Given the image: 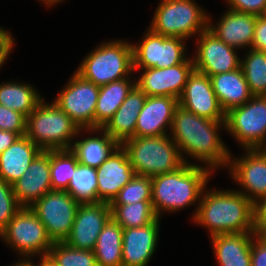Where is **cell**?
Segmentation results:
<instances>
[{
  "label": "cell",
  "mask_w": 266,
  "mask_h": 266,
  "mask_svg": "<svg viewBox=\"0 0 266 266\" xmlns=\"http://www.w3.org/2000/svg\"><path fill=\"white\" fill-rule=\"evenodd\" d=\"M178 99L171 96H147L140 111L134 137L169 135Z\"/></svg>",
  "instance_id": "cell-19"
},
{
  "label": "cell",
  "mask_w": 266,
  "mask_h": 266,
  "mask_svg": "<svg viewBox=\"0 0 266 266\" xmlns=\"http://www.w3.org/2000/svg\"><path fill=\"white\" fill-rule=\"evenodd\" d=\"M261 18H263L264 20H266V5L264 7V10L262 12V14L260 15Z\"/></svg>",
  "instance_id": "cell-48"
},
{
  "label": "cell",
  "mask_w": 266,
  "mask_h": 266,
  "mask_svg": "<svg viewBox=\"0 0 266 266\" xmlns=\"http://www.w3.org/2000/svg\"><path fill=\"white\" fill-rule=\"evenodd\" d=\"M228 8L237 12L260 16L266 5V0H225Z\"/></svg>",
  "instance_id": "cell-39"
},
{
  "label": "cell",
  "mask_w": 266,
  "mask_h": 266,
  "mask_svg": "<svg viewBox=\"0 0 266 266\" xmlns=\"http://www.w3.org/2000/svg\"><path fill=\"white\" fill-rule=\"evenodd\" d=\"M136 79V86L146 96H171L179 99L189 76L195 70L192 57L167 68H146Z\"/></svg>",
  "instance_id": "cell-16"
},
{
  "label": "cell",
  "mask_w": 266,
  "mask_h": 266,
  "mask_svg": "<svg viewBox=\"0 0 266 266\" xmlns=\"http://www.w3.org/2000/svg\"><path fill=\"white\" fill-rule=\"evenodd\" d=\"M192 218L196 225H203L208 229L209 237L229 233H255L253 203L235 189L208 191L205 187Z\"/></svg>",
  "instance_id": "cell-2"
},
{
  "label": "cell",
  "mask_w": 266,
  "mask_h": 266,
  "mask_svg": "<svg viewBox=\"0 0 266 266\" xmlns=\"http://www.w3.org/2000/svg\"><path fill=\"white\" fill-rule=\"evenodd\" d=\"M225 130L245 149L266 145V96H253L226 113Z\"/></svg>",
  "instance_id": "cell-9"
},
{
  "label": "cell",
  "mask_w": 266,
  "mask_h": 266,
  "mask_svg": "<svg viewBox=\"0 0 266 266\" xmlns=\"http://www.w3.org/2000/svg\"><path fill=\"white\" fill-rule=\"evenodd\" d=\"M135 86L136 81H132V77L100 86L95 108V128H103L108 123Z\"/></svg>",
  "instance_id": "cell-28"
},
{
  "label": "cell",
  "mask_w": 266,
  "mask_h": 266,
  "mask_svg": "<svg viewBox=\"0 0 266 266\" xmlns=\"http://www.w3.org/2000/svg\"><path fill=\"white\" fill-rule=\"evenodd\" d=\"M19 137L20 135L15 132L0 130V154L10 147Z\"/></svg>",
  "instance_id": "cell-44"
},
{
  "label": "cell",
  "mask_w": 266,
  "mask_h": 266,
  "mask_svg": "<svg viewBox=\"0 0 266 266\" xmlns=\"http://www.w3.org/2000/svg\"><path fill=\"white\" fill-rule=\"evenodd\" d=\"M195 0H161L149 29L156 34L188 40L208 29L209 14Z\"/></svg>",
  "instance_id": "cell-7"
},
{
  "label": "cell",
  "mask_w": 266,
  "mask_h": 266,
  "mask_svg": "<svg viewBox=\"0 0 266 266\" xmlns=\"http://www.w3.org/2000/svg\"><path fill=\"white\" fill-rule=\"evenodd\" d=\"M261 150L266 154V145Z\"/></svg>",
  "instance_id": "cell-49"
},
{
  "label": "cell",
  "mask_w": 266,
  "mask_h": 266,
  "mask_svg": "<svg viewBox=\"0 0 266 266\" xmlns=\"http://www.w3.org/2000/svg\"><path fill=\"white\" fill-rule=\"evenodd\" d=\"M39 263L36 265L35 262L33 263L34 260H29L32 262L34 266H59L56 262H54L48 255L39 257Z\"/></svg>",
  "instance_id": "cell-45"
},
{
  "label": "cell",
  "mask_w": 266,
  "mask_h": 266,
  "mask_svg": "<svg viewBox=\"0 0 266 266\" xmlns=\"http://www.w3.org/2000/svg\"><path fill=\"white\" fill-rule=\"evenodd\" d=\"M244 152L240 158L230 153L228 169L231 178L242 187L236 191L254 203L266 196V154L261 149Z\"/></svg>",
  "instance_id": "cell-14"
},
{
  "label": "cell",
  "mask_w": 266,
  "mask_h": 266,
  "mask_svg": "<svg viewBox=\"0 0 266 266\" xmlns=\"http://www.w3.org/2000/svg\"><path fill=\"white\" fill-rule=\"evenodd\" d=\"M178 102L200 117L213 121L226 120V113L214 93L210 77L196 70L189 76Z\"/></svg>",
  "instance_id": "cell-17"
},
{
  "label": "cell",
  "mask_w": 266,
  "mask_h": 266,
  "mask_svg": "<svg viewBox=\"0 0 266 266\" xmlns=\"http://www.w3.org/2000/svg\"><path fill=\"white\" fill-rule=\"evenodd\" d=\"M84 131L54 102L48 104L43 99L28 115L25 135L46 151L70 149L74 138L76 140Z\"/></svg>",
  "instance_id": "cell-4"
},
{
  "label": "cell",
  "mask_w": 266,
  "mask_h": 266,
  "mask_svg": "<svg viewBox=\"0 0 266 266\" xmlns=\"http://www.w3.org/2000/svg\"><path fill=\"white\" fill-rule=\"evenodd\" d=\"M111 218L122 228L143 227L158 217L151 201H140L128 205H110Z\"/></svg>",
  "instance_id": "cell-31"
},
{
  "label": "cell",
  "mask_w": 266,
  "mask_h": 266,
  "mask_svg": "<svg viewBox=\"0 0 266 266\" xmlns=\"http://www.w3.org/2000/svg\"><path fill=\"white\" fill-rule=\"evenodd\" d=\"M251 49L266 52V20L257 16Z\"/></svg>",
  "instance_id": "cell-42"
},
{
  "label": "cell",
  "mask_w": 266,
  "mask_h": 266,
  "mask_svg": "<svg viewBox=\"0 0 266 266\" xmlns=\"http://www.w3.org/2000/svg\"><path fill=\"white\" fill-rule=\"evenodd\" d=\"M146 95L135 86L113 117L102 128L118 145L135 135L136 121L146 100Z\"/></svg>",
  "instance_id": "cell-23"
},
{
  "label": "cell",
  "mask_w": 266,
  "mask_h": 266,
  "mask_svg": "<svg viewBox=\"0 0 266 266\" xmlns=\"http://www.w3.org/2000/svg\"><path fill=\"white\" fill-rule=\"evenodd\" d=\"M11 266H34V265L29 260H21V261L19 260L18 262H16Z\"/></svg>",
  "instance_id": "cell-47"
},
{
  "label": "cell",
  "mask_w": 266,
  "mask_h": 266,
  "mask_svg": "<svg viewBox=\"0 0 266 266\" xmlns=\"http://www.w3.org/2000/svg\"><path fill=\"white\" fill-rule=\"evenodd\" d=\"M99 91L100 86L74 72L53 102L80 129H95V108Z\"/></svg>",
  "instance_id": "cell-12"
},
{
  "label": "cell",
  "mask_w": 266,
  "mask_h": 266,
  "mask_svg": "<svg viewBox=\"0 0 266 266\" xmlns=\"http://www.w3.org/2000/svg\"><path fill=\"white\" fill-rule=\"evenodd\" d=\"M196 38L197 51L192 57L196 71L210 77L240 67L241 58L236 53L237 48L225 44L208 29Z\"/></svg>",
  "instance_id": "cell-13"
},
{
  "label": "cell",
  "mask_w": 266,
  "mask_h": 266,
  "mask_svg": "<svg viewBox=\"0 0 266 266\" xmlns=\"http://www.w3.org/2000/svg\"><path fill=\"white\" fill-rule=\"evenodd\" d=\"M160 218L143 227L123 228V266H147L158 244Z\"/></svg>",
  "instance_id": "cell-21"
},
{
  "label": "cell",
  "mask_w": 266,
  "mask_h": 266,
  "mask_svg": "<svg viewBox=\"0 0 266 266\" xmlns=\"http://www.w3.org/2000/svg\"><path fill=\"white\" fill-rule=\"evenodd\" d=\"M65 191L81 203L97 202L96 168L79 163L76 174Z\"/></svg>",
  "instance_id": "cell-34"
},
{
  "label": "cell",
  "mask_w": 266,
  "mask_h": 266,
  "mask_svg": "<svg viewBox=\"0 0 266 266\" xmlns=\"http://www.w3.org/2000/svg\"><path fill=\"white\" fill-rule=\"evenodd\" d=\"M256 233H229L211 238L219 266H251V245Z\"/></svg>",
  "instance_id": "cell-24"
},
{
  "label": "cell",
  "mask_w": 266,
  "mask_h": 266,
  "mask_svg": "<svg viewBox=\"0 0 266 266\" xmlns=\"http://www.w3.org/2000/svg\"><path fill=\"white\" fill-rule=\"evenodd\" d=\"M220 128L225 129V121L200 117L178 105L169 136L179 148L184 163H191L188 159L191 156L213 172L229 165L230 151L219 136Z\"/></svg>",
  "instance_id": "cell-1"
},
{
  "label": "cell",
  "mask_w": 266,
  "mask_h": 266,
  "mask_svg": "<svg viewBox=\"0 0 266 266\" xmlns=\"http://www.w3.org/2000/svg\"><path fill=\"white\" fill-rule=\"evenodd\" d=\"M253 223L256 235H266V196L253 203Z\"/></svg>",
  "instance_id": "cell-40"
},
{
  "label": "cell",
  "mask_w": 266,
  "mask_h": 266,
  "mask_svg": "<svg viewBox=\"0 0 266 266\" xmlns=\"http://www.w3.org/2000/svg\"><path fill=\"white\" fill-rule=\"evenodd\" d=\"M128 154L136 175L153 177L180 168L184 161L169 135L133 137L121 145Z\"/></svg>",
  "instance_id": "cell-6"
},
{
  "label": "cell",
  "mask_w": 266,
  "mask_h": 266,
  "mask_svg": "<svg viewBox=\"0 0 266 266\" xmlns=\"http://www.w3.org/2000/svg\"><path fill=\"white\" fill-rule=\"evenodd\" d=\"M39 1H41L42 3L47 5L48 7L53 6V5L56 6V4L64 2V0H39Z\"/></svg>",
  "instance_id": "cell-46"
},
{
  "label": "cell",
  "mask_w": 266,
  "mask_h": 266,
  "mask_svg": "<svg viewBox=\"0 0 266 266\" xmlns=\"http://www.w3.org/2000/svg\"><path fill=\"white\" fill-rule=\"evenodd\" d=\"M41 151L26 135L20 136L0 154V178L12 185L23 176Z\"/></svg>",
  "instance_id": "cell-26"
},
{
  "label": "cell",
  "mask_w": 266,
  "mask_h": 266,
  "mask_svg": "<svg viewBox=\"0 0 266 266\" xmlns=\"http://www.w3.org/2000/svg\"><path fill=\"white\" fill-rule=\"evenodd\" d=\"M142 40L133 47V70L146 68H167L185 62L186 39L169 37L147 29Z\"/></svg>",
  "instance_id": "cell-10"
},
{
  "label": "cell",
  "mask_w": 266,
  "mask_h": 266,
  "mask_svg": "<svg viewBox=\"0 0 266 266\" xmlns=\"http://www.w3.org/2000/svg\"><path fill=\"white\" fill-rule=\"evenodd\" d=\"M44 98L38 91L21 81H7L0 83V104L20 112L26 117L40 104Z\"/></svg>",
  "instance_id": "cell-30"
},
{
  "label": "cell",
  "mask_w": 266,
  "mask_h": 266,
  "mask_svg": "<svg viewBox=\"0 0 266 266\" xmlns=\"http://www.w3.org/2000/svg\"><path fill=\"white\" fill-rule=\"evenodd\" d=\"M212 173L205 166L192 162L184 163L175 171L151 177V202L157 217L199 203Z\"/></svg>",
  "instance_id": "cell-3"
},
{
  "label": "cell",
  "mask_w": 266,
  "mask_h": 266,
  "mask_svg": "<svg viewBox=\"0 0 266 266\" xmlns=\"http://www.w3.org/2000/svg\"><path fill=\"white\" fill-rule=\"evenodd\" d=\"M21 208L15 198L12 185L0 178V233Z\"/></svg>",
  "instance_id": "cell-37"
},
{
  "label": "cell",
  "mask_w": 266,
  "mask_h": 266,
  "mask_svg": "<svg viewBox=\"0 0 266 266\" xmlns=\"http://www.w3.org/2000/svg\"><path fill=\"white\" fill-rule=\"evenodd\" d=\"M210 81L225 113L253 97L241 66L230 72L210 76Z\"/></svg>",
  "instance_id": "cell-25"
},
{
  "label": "cell",
  "mask_w": 266,
  "mask_h": 266,
  "mask_svg": "<svg viewBox=\"0 0 266 266\" xmlns=\"http://www.w3.org/2000/svg\"><path fill=\"white\" fill-rule=\"evenodd\" d=\"M140 201H152V182L151 177L135 174L110 205H128Z\"/></svg>",
  "instance_id": "cell-36"
},
{
  "label": "cell",
  "mask_w": 266,
  "mask_h": 266,
  "mask_svg": "<svg viewBox=\"0 0 266 266\" xmlns=\"http://www.w3.org/2000/svg\"><path fill=\"white\" fill-rule=\"evenodd\" d=\"M48 256L59 266H98L92 250L76 249L65 242H54Z\"/></svg>",
  "instance_id": "cell-35"
},
{
  "label": "cell",
  "mask_w": 266,
  "mask_h": 266,
  "mask_svg": "<svg viewBox=\"0 0 266 266\" xmlns=\"http://www.w3.org/2000/svg\"><path fill=\"white\" fill-rule=\"evenodd\" d=\"M75 72L97 86L134 75L132 43L116 39L98 45Z\"/></svg>",
  "instance_id": "cell-5"
},
{
  "label": "cell",
  "mask_w": 266,
  "mask_h": 266,
  "mask_svg": "<svg viewBox=\"0 0 266 266\" xmlns=\"http://www.w3.org/2000/svg\"><path fill=\"white\" fill-rule=\"evenodd\" d=\"M251 266H266V235H255L253 237Z\"/></svg>",
  "instance_id": "cell-41"
},
{
  "label": "cell",
  "mask_w": 266,
  "mask_h": 266,
  "mask_svg": "<svg viewBox=\"0 0 266 266\" xmlns=\"http://www.w3.org/2000/svg\"><path fill=\"white\" fill-rule=\"evenodd\" d=\"M97 202L111 203L119 191L135 176L127 151L118 145L96 168Z\"/></svg>",
  "instance_id": "cell-18"
},
{
  "label": "cell",
  "mask_w": 266,
  "mask_h": 266,
  "mask_svg": "<svg viewBox=\"0 0 266 266\" xmlns=\"http://www.w3.org/2000/svg\"><path fill=\"white\" fill-rule=\"evenodd\" d=\"M85 132L92 133V137L83 140L73 141L70 150L76 155L78 162L87 167L97 168L107 159L118 144L102 129H85ZM102 136H94L93 133Z\"/></svg>",
  "instance_id": "cell-27"
},
{
  "label": "cell",
  "mask_w": 266,
  "mask_h": 266,
  "mask_svg": "<svg viewBox=\"0 0 266 266\" xmlns=\"http://www.w3.org/2000/svg\"><path fill=\"white\" fill-rule=\"evenodd\" d=\"M123 228L112 218L100 232L93 250L98 266H123Z\"/></svg>",
  "instance_id": "cell-29"
},
{
  "label": "cell",
  "mask_w": 266,
  "mask_h": 266,
  "mask_svg": "<svg viewBox=\"0 0 266 266\" xmlns=\"http://www.w3.org/2000/svg\"><path fill=\"white\" fill-rule=\"evenodd\" d=\"M15 39L12 37V34L0 27V68L8 59L10 53L14 47Z\"/></svg>",
  "instance_id": "cell-43"
},
{
  "label": "cell",
  "mask_w": 266,
  "mask_h": 266,
  "mask_svg": "<svg viewBox=\"0 0 266 266\" xmlns=\"http://www.w3.org/2000/svg\"><path fill=\"white\" fill-rule=\"evenodd\" d=\"M111 219V207L106 202L81 203L69 236L64 241L80 250H94L97 238Z\"/></svg>",
  "instance_id": "cell-15"
},
{
  "label": "cell",
  "mask_w": 266,
  "mask_h": 266,
  "mask_svg": "<svg viewBox=\"0 0 266 266\" xmlns=\"http://www.w3.org/2000/svg\"><path fill=\"white\" fill-rule=\"evenodd\" d=\"M27 117L0 104V130L15 132L20 136L26 133Z\"/></svg>",
  "instance_id": "cell-38"
},
{
  "label": "cell",
  "mask_w": 266,
  "mask_h": 266,
  "mask_svg": "<svg viewBox=\"0 0 266 266\" xmlns=\"http://www.w3.org/2000/svg\"><path fill=\"white\" fill-rule=\"evenodd\" d=\"M1 240L18 255L21 260H31L36 256H46L53 245L45 226L36 213L28 207H22L0 233ZM32 257V258H31Z\"/></svg>",
  "instance_id": "cell-8"
},
{
  "label": "cell",
  "mask_w": 266,
  "mask_h": 266,
  "mask_svg": "<svg viewBox=\"0 0 266 266\" xmlns=\"http://www.w3.org/2000/svg\"><path fill=\"white\" fill-rule=\"evenodd\" d=\"M241 68L253 96H266V52L248 49Z\"/></svg>",
  "instance_id": "cell-33"
},
{
  "label": "cell",
  "mask_w": 266,
  "mask_h": 266,
  "mask_svg": "<svg viewBox=\"0 0 266 266\" xmlns=\"http://www.w3.org/2000/svg\"><path fill=\"white\" fill-rule=\"evenodd\" d=\"M78 159L70 149L50 150L52 190H66L78 167Z\"/></svg>",
  "instance_id": "cell-32"
},
{
  "label": "cell",
  "mask_w": 266,
  "mask_h": 266,
  "mask_svg": "<svg viewBox=\"0 0 266 266\" xmlns=\"http://www.w3.org/2000/svg\"><path fill=\"white\" fill-rule=\"evenodd\" d=\"M257 16L227 9L220 20L208 17V30L225 44L237 49H251Z\"/></svg>",
  "instance_id": "cell-22"
},
{
  "label": "cell",
  "mask_w": 266,
  "mask_h": 266,
  "mask_svg": "<svg viewBox=\"0 0 266 266\" xmlns=\"http://www.w3.org/2000/svg\"><path fill=\"white\" fill-rule=\"evenodd\" d=\"M12 188L18 204L28 208L51 191L50 150L41 151Z\"/></svg>",
  "instance_id": "cell-20"
},
{
  "label": "cell",
  "mask_w": 266,
  "mask_h": 266,
  "mask_svg": "<svg viewBox=\"0 0 266 266\" xmlns=\"http://www.w3.org/2000/svg\"><path fill=\"white\" fill-rule=\"evenodd\" d=\"M81 202L65 190H51L30 208L45 226L52 242H64L72 229Z\"/></svg>",
  "instance_id": "cell-11"
}]
</instances>
